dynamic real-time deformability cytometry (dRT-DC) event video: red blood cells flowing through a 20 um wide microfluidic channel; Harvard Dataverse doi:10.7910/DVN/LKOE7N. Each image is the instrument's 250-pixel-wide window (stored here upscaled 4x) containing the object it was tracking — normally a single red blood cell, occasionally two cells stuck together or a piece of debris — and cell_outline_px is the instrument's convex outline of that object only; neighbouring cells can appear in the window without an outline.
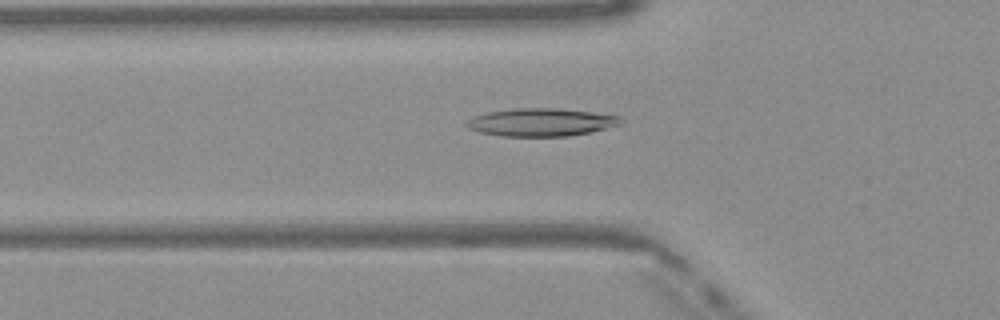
{"species": "Egyptian fruit bat (a non-hibernating species)", "species_latin": "Rousettus aegyptiacus", "temperature_condition": "warm", "stored_images_in_passage": 36, "camera_frame_rate_fps": 3000, "um_per_image_px": 0.085, "frame": {"image": 1, "passage_image": 4, "time_ms": 1.0, "image_size_px": [1000, 320], "cell_outline_px": [[620, 124], [592, 132], [568, 136], [500, 136], [480, 132], [468, 128], [464, 124], [468, 120], [476, 116], [488, 112], [516, 108], [560, 108], [592, 112], [620, 116]], "centroid_in_image_um": [45.98, 10.39], "position_along_channel_um": 79.8, "area_um2": 24.91}}
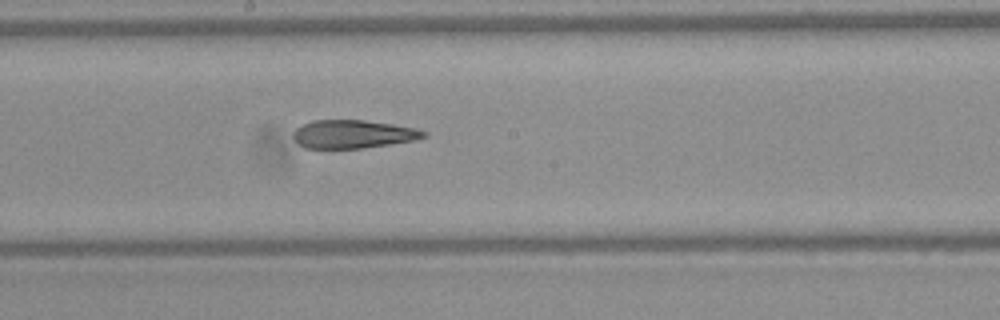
{"frame": {"image": 2, "passage_image": 14, "time_ms": 4.333, "image_size_px": [1000, 320], "cell_outline_px": [[428, 136], [416, 140], [360, 148], [304, 148], [292, 136], [292, 132], [296, 128], [312, 120], [364, 120], [392, 124], [416, 128], [428, 132]], "centroid_in_image_um": [30.02, 11.39], "position_along_channel_um": 218.2, "area_um2": 21.44}}
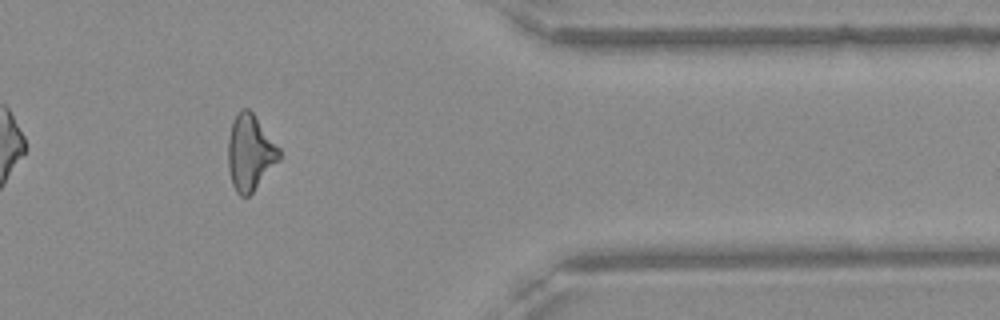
{"frame": {"image": 3, "passage_image": 28, "time_ms": 9.0, "image_size_px": [1000, 320], "cell_outline_px": [[284, 156], [252, 192], [248, 196], [240, 196], [236, 192], [232, 184], [228, 168], [228, 136], [232, 120], [236, 112], [240, 108], [248, 108], [252, 112], [280, 148]], "centroid_in_image_um": [21.26, 12.95], "position_along_channel_um": 390.1, "area_um2": 22.95}, "authors_computed_cell_mechanics": {"area_um2": 22.8888, "velocity_mm_per_s": 4.1186, "shape_relaxation_time_tau1_ms": null, "shape_relaxation_time_tau2_ms": 2.9509, "deformation_change_tau1": null, "deformation_change_tau2": 0.1405}}